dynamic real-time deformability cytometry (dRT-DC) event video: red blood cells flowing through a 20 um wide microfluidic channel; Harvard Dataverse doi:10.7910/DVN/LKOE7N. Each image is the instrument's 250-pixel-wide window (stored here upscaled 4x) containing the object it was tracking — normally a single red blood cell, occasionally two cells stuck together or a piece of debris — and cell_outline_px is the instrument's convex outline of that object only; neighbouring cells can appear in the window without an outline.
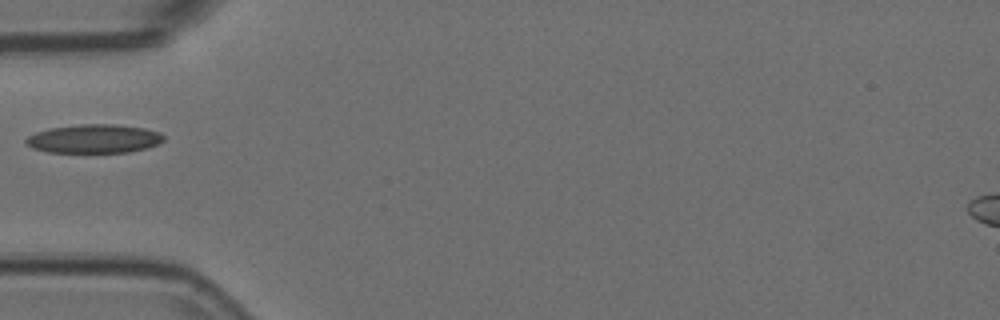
{"species": "Egyptian fruit bat (a non-hibernating species)", "species_latin": "Rousettus aegyptiacus", "temperature_condition": "room temperature", "stored_images_in_passage": 38, "camera_frame_rate_fps": 3000, "um_per_image_px": 0.085, "animal": {"sex": "female"}, "frame": {"image": 1, "passage_image": 1, "time_ms": 0.0, "image_size_px": [1000, 320], "cell_outline_px": [[164, 140], [160, 144], [148, 148], [128, 152], [48, 152], [32, 148], [24, 140], [28, 136], [36, 132], [48, 128], [80, 124], [116, 124], [144, 128], [160, 132], [164, 136]], "centroid_in_image_um": [8.02, 11.79], "position_along_channel_um": 77.0, "area_um2": 23.18}}